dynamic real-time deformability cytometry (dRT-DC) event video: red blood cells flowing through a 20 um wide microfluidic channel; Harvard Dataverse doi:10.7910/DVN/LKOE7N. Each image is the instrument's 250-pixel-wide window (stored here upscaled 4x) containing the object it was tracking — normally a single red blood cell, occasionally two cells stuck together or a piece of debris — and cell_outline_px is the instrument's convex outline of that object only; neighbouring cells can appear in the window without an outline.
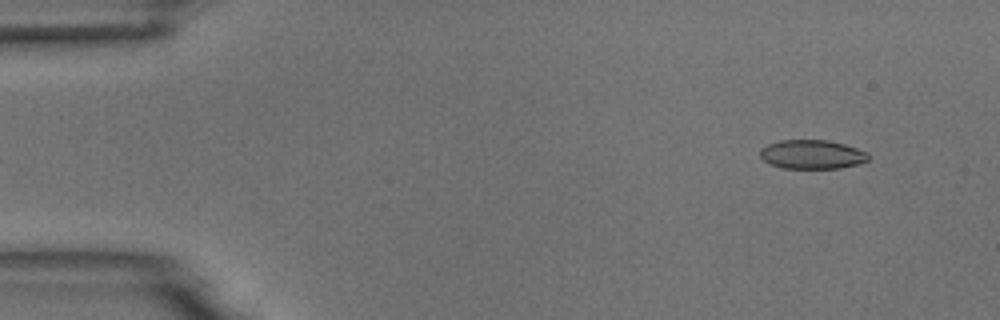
{"species": "common noctule bat (a hibernating species)", "species_latin": "Nyctalus noctula", "temperature_condition": "room temperature", "stored_images_in_passage": 6, "segment_of_instrument_passage": [2, 2], "camera_frame_rate_fps": 3000, "um_per_image_px": 0.085, "animal": {"sex": "male", "body_mass_g": 18.8}, "frame": {"image": 1, "passage_image": 6, "time_ms": 5.667, "image_size_px": [1000, 320], "cell_outline_px": [[868, 160], [856, 164], [840, 168], [784, 168], [768, 164], [760, 156], [760, 148], [768, 144], [780, 140], [828, 140], [844, 144], [868, 152]], "centroid_in_image_um": [68.99, 13.12], "position_along_channel_um": 16.0, "area_um2": 18.26}}